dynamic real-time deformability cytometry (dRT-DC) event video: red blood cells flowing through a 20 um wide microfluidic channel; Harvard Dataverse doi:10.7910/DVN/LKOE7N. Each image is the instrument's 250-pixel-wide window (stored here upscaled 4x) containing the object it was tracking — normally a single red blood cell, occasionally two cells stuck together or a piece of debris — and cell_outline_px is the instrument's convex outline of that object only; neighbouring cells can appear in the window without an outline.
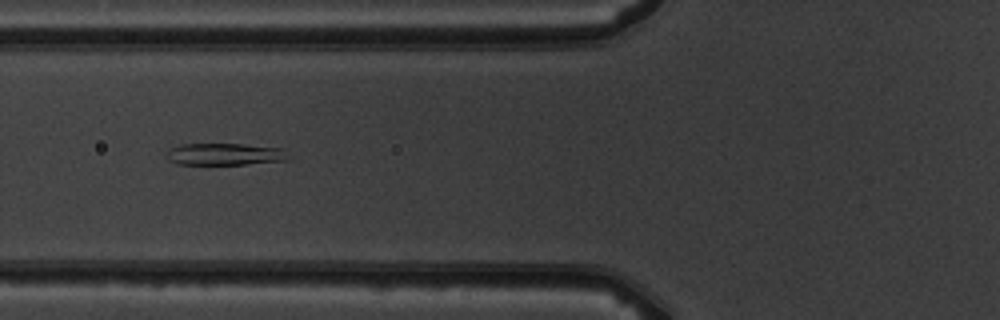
{"species": "common noctule bat (a hibernating species)", "species_latin": "Nyctalus noctula", "temperature_condition": "warm", "stored_images_in_passage": 9, "camera_frame_rate_fps": 3000, "um_per_image_px": 0.085, "animal": {"sex": "male", "body_mass_g": 19.5, "forearm_length_mm": 54.6}, "frame": {"image": 1, "passage_image": 7, "time_ms": 6.667, "image_size_px": [1000, 320], "cell_outline_px": [[288, 160], [244, 164], [176, 164], [168, 160], [168, 148], [180, 144], [244, 144], [284, 148]], "centroid_in_image_um": [19.08, 13.1], "position_along_channel_um": 106.7, "area_um2": 15.55}}
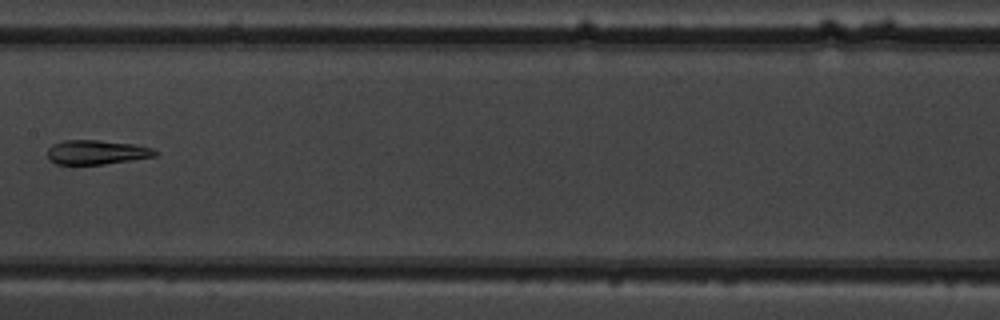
{"frame": {"image": 2, "passage_image": 9, "time_ms": 9.0, "image_size_px": [1000, 320], "cell_outline_px": [[160, 152], [156, 156], [104, 164], [56, 164], [48, 160], [48, 148], [52, 144], [64, 140], [96, 140], [136, 144], [152, 148]], "centroid_in_image_um": [8.21, 12.93], "position_along_channel_um": 199.2, "area_um2": 15.32}}